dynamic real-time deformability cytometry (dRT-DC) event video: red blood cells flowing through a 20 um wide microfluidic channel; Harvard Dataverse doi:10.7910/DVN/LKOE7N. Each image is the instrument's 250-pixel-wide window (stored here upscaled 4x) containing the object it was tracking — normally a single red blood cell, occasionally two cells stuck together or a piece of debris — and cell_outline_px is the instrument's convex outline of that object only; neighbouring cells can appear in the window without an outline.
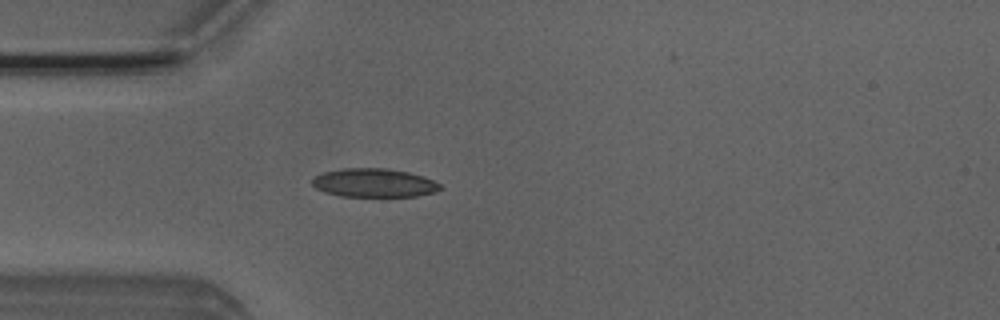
{"species": "Egyptian fruit bat (a non-hibernating species)", "species_latin": "Rousettus aegyptiacus", "temperature_condition": "room temperature", "stored_images_in_passage": 38, "camera_frame_rate_fps": 3000, "um_per_image_px": 0.085, "animal": {"sex": "male"}, "frame": {"image": 1, "passage_image": 2, "time_ms": 0.333, "image_size_px": [1000, 320], "cell_outline_px": [[444, 188], [436, 192], [416, 196], [340, 196], [324, 192], [316, 188], [312, 184], [312, 180], [316, 176], [324, 172], [344, 168], [388, 168], [408, 172], [432, 180], [440, 184]], "centroid_in_image_um": [31.8, 15.54], "position_along_channel_um": 53.2, "area_um2": 21.27}}
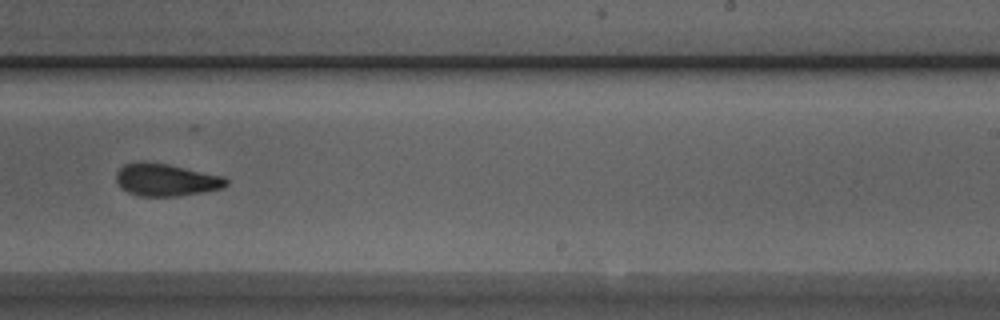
{"frame": {"image": 2, "passage_image": 19, "time_ms": 6.0, "image_size_px": [1000, 320], "cell_outline_px": [[228, 184], [224, 188], [204, 192], [180, 196], [140, 196], [128, 192], [120, 188], [116, 180], [116, 172], [124, 164], [140, 160], [144, 160], [168, 164], [224, 176], [228, 180]], "centroid_in_image_um": [14.1, 15.28], "position_along_channel_um": 274.9, "area_um2": 21.15}}
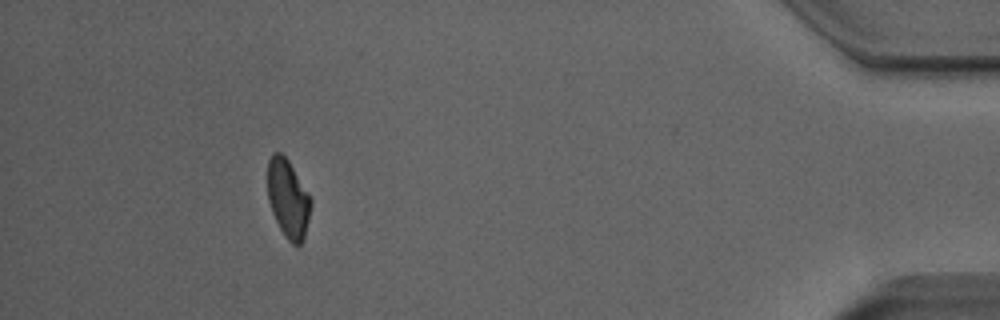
{"frame": {"image": 3, "passage_image": 34, "time_ms": 11.0, "image_size_px": [1000, 320], "cell_outline_px": [[312, 204], [304, 240], [300, 244], [292, 244], [284, 236], [272, 212], [268, 200], [268, 160], [272, 152], [280, 152], [288, 160], [312, 196]], "centroid_in_image_um": [24.51, 16.88], "position_along_channel_um": 410.7, "area_um2": 20.0}, "authors_computed_cell_mechanics": {"area_um2": 21.097, "velocity_mm_per_s": 4.0236, "shape_relaxation_time_tau1_ms": 6.974, "shape_relaxation_time_tau2_ms": 1.8517, "deformation_change_tau1": 0.1646, "deformation_change_tau2": 0.0875}}